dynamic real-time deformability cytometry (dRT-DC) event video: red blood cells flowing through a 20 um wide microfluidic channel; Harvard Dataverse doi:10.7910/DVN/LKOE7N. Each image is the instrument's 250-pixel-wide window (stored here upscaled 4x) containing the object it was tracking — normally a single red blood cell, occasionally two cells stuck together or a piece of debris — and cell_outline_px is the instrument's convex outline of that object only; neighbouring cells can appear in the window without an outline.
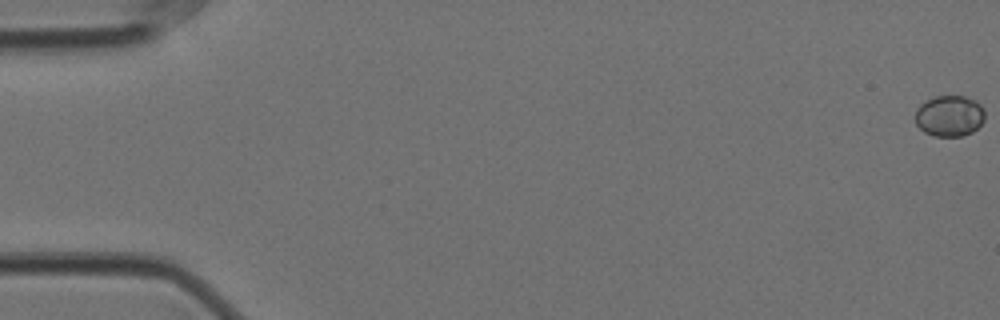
{"species": "Egyptian fruit bat (a non-hibernating species)", "species_latin": "Rousettus aegyptiacus", "temperature_condition": "cold", "stored_images_in_passage": 59, "camera_frame_rate_fps": 3000, "um_per_image_px": 0.085, "animal": {"sex": "female"}, "frame": {"image": 1, "passage_image": 1, "time_ms": 0.0, "image_size_px": [1000, 320], "cell_outline_px": [[984, 120], [972, 132], [960, 136], [936, 136], [924, 132], [916, 124], [916, 108], [920, 104], [936, 96], [964, 96], [976, 100], [980, 104], [984, 112]], "centroid_in_image_um": [80.7, 9.84], "position_along_channel_um": 4.3, "area_um2": 16.53}}
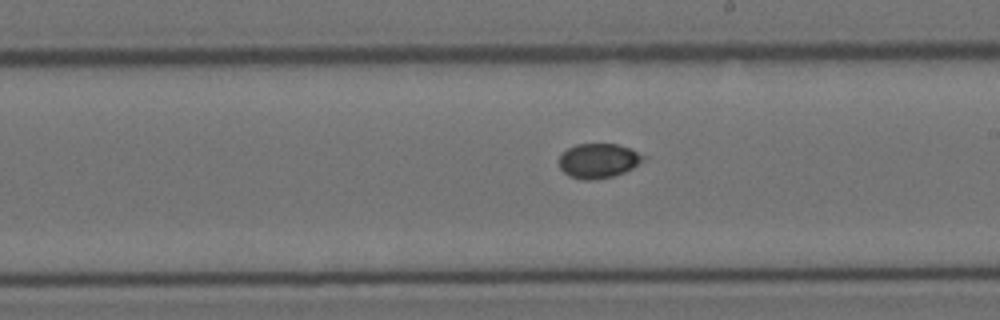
{"frame": {"image": 2, "passage_image": 34, "time_ms": 11.0, "image_size_px": [1000, 320], "cell_outline_px": [[648, 156], [644, 160], [632, 168], [624, 172], [612, 176], [596, 180], [584, 180], [568, 176], [560, 168], [560, 156], [568, 148], [576, 144], [616, 144], [632, 148]], "centroid_in_image_um": [50.9, 13.66], "position_along_channel_um": 238.1, "area_um2": 17.11}}
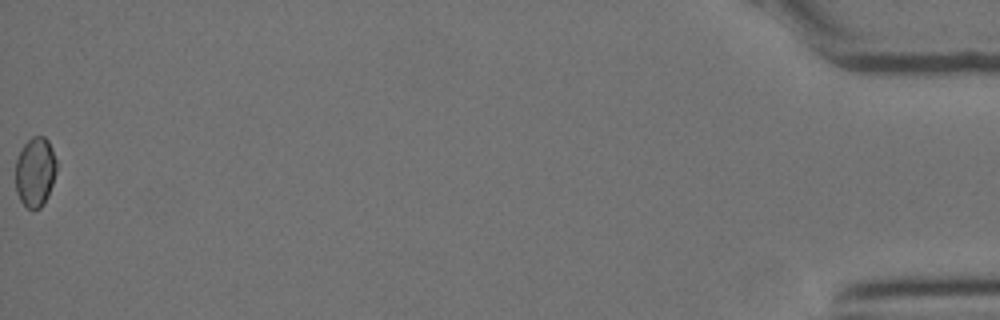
{"frame": {"image": 3, "passage_image": 59, "time_ms": 19.333, "image_size_px": [1000, 320], "cell_outline_px": [[56, 172], [48, 196], [44, 204], [40, 208], [28, 208], [20, 200], [16, 192], [16, 160], [24, 144], [32, 136], [44, 136], [48, 140], [52, 148], [56, 160]], "centroid_in_image_um": [3.0, 14.6], "position_along_channel_um": 432.2, "area_um2": 16.59}}